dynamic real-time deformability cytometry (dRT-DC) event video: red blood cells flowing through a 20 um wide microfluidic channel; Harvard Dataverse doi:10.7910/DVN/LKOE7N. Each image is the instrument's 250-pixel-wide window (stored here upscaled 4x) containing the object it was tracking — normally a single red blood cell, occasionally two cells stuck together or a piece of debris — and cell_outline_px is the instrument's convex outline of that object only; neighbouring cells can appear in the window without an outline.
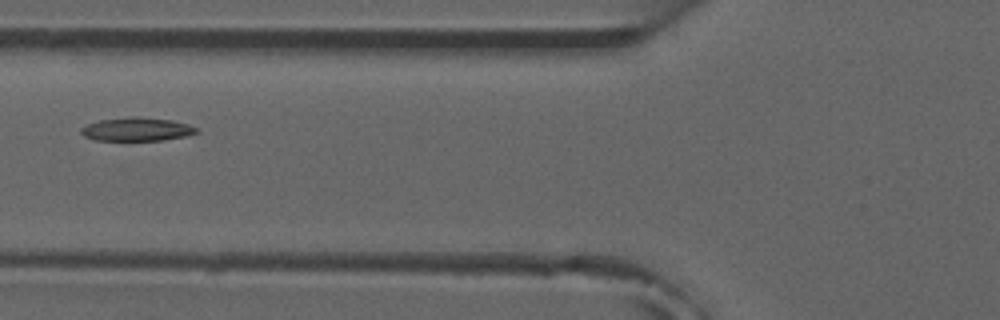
{"species": "common noctule bat (a hibernating species)", "species_latin": "Nyctalus noctula", "temperature_condition": "room temperature", "stored_images_in_passage": 6, "camera_frame_rate_fps": 3000, "um_per_image_px": 0.085, "animal": {"sex": "male", "forearm_length_mm": 52.5}, "frame": {"image": 1, "passage_image": 6, "time_ms": 5.667, "image_size_px": [1000, 320], "cell_outline_px": [[200, 132], [184, 136], [160, 140], [96, 140], [84, 136], [80, 132], [80, 128], [88, 124], [100, 120], [132, 116], [136, 116], [172, 120], [188, 124], [196, 128]], "centroid_in_image_um": [11.62, 10.98], "position_along_channel_um": 114.2, "area_um2": 15.66}}